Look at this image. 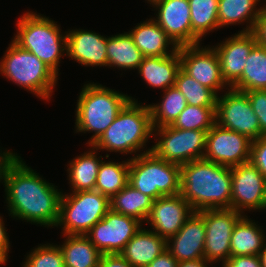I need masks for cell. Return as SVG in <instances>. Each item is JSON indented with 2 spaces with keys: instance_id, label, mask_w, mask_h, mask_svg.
Masks as SVG:
<instances>
[{
  "instance_id": "obj_1",
  "label": "cell",
  "mask_w": 266,
  "mask_h": 267,
  "mask_svg": "<svg viewBox=\"0 0 266 267\" xmlns=\"http://www.w3.org/2000/svg\"><path fill=\"white\" fill-rule=\"evenodd\" d=\"M34 171L20 156L7 167L2 183L8 210L14 219L55 227L62 192Z\"/></svg>"
},
{
  "instance_id": "obj_2",
  "label": "cell",
  "mask_w": 266,
  "mask_h": 267,
  "mask_svg": "<svg viewBox=\"0 0 266 267\" xmlns=\"http://www.w3.org/2000/svg\"><path fill=\"white\" fill-rule=\"evenodd\" d=\"M180 194L194 211L231 208V168L204 158L180 165Z\"/></svg>"
},
{
  "instance_id": "obj_3",
  "label": "cell",
  "mask_w": 266,
  "mask_h": 267,
  "mask_svg": "<svg viewBox=\"0 0 266 267\" xmlns=\"http://www.w3.org/2000/svg\"><path fill=\"white\" fill-rule=\"evenodd\" d=\"M153 129L149 105L131 98L92 145L100 151L134 154L144 150L148 139L154 136Z\"/></svg>"
},
{
  "instance_id": "obj_4",
  "label": "cell",
  "mask_w": 266,
  "mask_h": 267,
  "mask_svg": "<svg viewBox=\"0 0 266 267\" xmlns=\"http://www.w3.org/2000/svg\"><path fill=\"white\" fill-rule=\"evenodd\" d=\"M131 98L101 84H84L75 110L76 132H93L86 144H94Z\"/></svg>"
},
{
  "instance_id": "obj_5",
  "label": "cell",
  "mask_w": 266,
  "mask_h": 267,
  "mask_svg": "<svg viewBox=\"0 0 266 267\" xmlns=\"http://www.w3.org/2000/svg\"><path fill=\"white\" fill-rule=\"evenodd\" d=\"M16 24L17 32L12 40L33 53L59 76L61 56L67 53L66 32L63 35L54 20L31 11L24 13Z\"/></svg>"
},
{
  "instance_id": "obj_6",
  "label": "cell",
  "mask_w": 266,
  "mask_h": 267,
  "mask_svg": "<svg viewBox=\"0 0 266 267\" xmlns=\"http://www.w3.org/2000/svg\"><path fill=\"white\" fill-rule=\"evenodd\" d=\"M0 61V73L38 98L48 100L57 85L58 76L33 53L13 40Z\"/></svg>"
},
{
  "instance_id": "obj_7",
  "label": "cell",
  "mask_w": 266,
  "mask_h": 267,
  "mask_svg": "<svg viewBox=\"0 0 266 267\" xmlns=\"http://www.w3.org/2000/svg\"><path fill=\"white\" fill-rule=\"evenodd\" d=\"M180 165L157 157L151 148L129 159V181L153 200L180 194Z\"/></svg>"
},
{
  "instance_id": "obj_8",
  "label": "cell",
  "mask_w": 266,
  "mask_h": 267,
  "mask_svg": "<svg viewBox=\"0 0 266 267\" xmlns=\"http://www.w3.org/2000/svg\"><path fill=\"white\" fill-rule=\"evenodd\" d=\"M110 210V199L95 190L61 195L59 220L63 235H85Z\"/></svg>"
},
{
  "instance_id": "obj_9",
  "label": "cell",
  "mask_w": 266,
  "mask_h": 267,
  "mask_svg": "<svg viewBox=\"0 0 266 267\" xmlns=\"http://www.w3.org/2000/svg\"><path fill=\"white\" fill-rule=\"evenodd\" d=\"M208 130H182L172 125L153 129L155 137L151 151L159 158L178 165L202 159Z\"/></svg>"
},
{
  "instance_id": "obj_10",
  "label": "cell",
  "mask_w": 266,
  "mask_h": 267,
  "mask_svg": "<svg viewBox=\"0 0 266 267\" xmlns=\"http://www.w3.org/2000/svg\"><path fill=\"white\" fill-rule=\"evenodd\" d=\"M215 117L219 126L238 132L251 141L263 135L245 92L230 88L224 95H218Z\"/></svg>"
},
{
  "instance_id": "obj_11",
  "label": "cell",
  "mask_w": 266,
  "mask_h": 267,
  "mask_svg": "<svg viewBox=\"0 0 266 267\" xmlns=\"http://www.w3.org/2000/svg\"><path fill=\"white\" fill-rule=\"evenodd\" d=\"M142 223L111 209L85 236L102 254H120L125 245L141 229Z\"/></svg>"
},
{
  "instance_id": "obj_12",
  "label": "cell",
  "mask_w": 266,
  "mask_h": 267,
  "mask_svg": "<svg viewBox=\"0 0 266 267\" xmlns=\"http://www.w3.org/2000/svg\"><path fill=\"white\" fill-rule=\"evenodd\" d=\"M242 216L232 208L205 209L204 259L209 263L222 261V265L231 257V235L235 223Z\"/></svg>"
},
{
  "instance_id": "obj_13",
  "label": "cell",
  "mask_w": 266,
  "mask_h": 267,
  "mask_svg": "<svg viewBox=\"0 0 266 267\" xmlns=\"http://www.w3.org/2000/svg\"><path fill=\"white\" fill-rule=\"evenodd\" d=\"M231 177L232 209L242 215L245 210H266V179L251 162L231 167Z\"/></svg>"
},
{
  "instance_id": "obj_14",
  "label": "cell",
  "mask_w": 266,
  "mask_h": 267,
  "mask_svg": "<svg viewBox=\"0 0 266 267\" xmlns=\"http://www.w3.org/2000/svg\"><path fill=\"white\" fill-rule=\"evenodd\" d=\"M251 142L246 136L215 123L207 132L203 158L230 168L248 163Z\"/></svg>"
},
{
  "instance_id": "obj_15",
  "label": "cell",
  "mask_w": 266,
  "mask_h": 267,
  "mask_svg": "<svg viewBox=\"0 0 266 267\" xmlns=\"http://www.w3.org/2000/svg\"><path fill=\"white\" fill-rule=\"evenodd\" d=\"M181 68L197 82L217 92L229 89L221 75L220 61L215 49L211 46H180L178 48ZM227 86V88H225Z\"/></svg>"
},
{
  "instance_id": "obj_16",
  "label": "cell",
  "mask_w": 266,
  "mask_h": 267,
  "mask_svg": "<svg viewBox=\"0 0 266 267\" xmlns=\"http://www.w3.org/2000/svg\"><path fill=\"white\" fill-rule=\"evenodd\" d=\"M194 210L181 194L163 196L153 201L146 223L151 230L166 240L175 235Z\"/></svg>"
},
{
  "instance_id": "obj_17",
  "label": "cell",
  "mask_w": 266,
  "mask_h": 267,
  "mask_svg": "<svg viewBox=\"0 0 266 267\" xmlns=\"http://www.w3.org/2000/svg\"><path fill=\"white\" fill-rule=\"evenodd\" d=\"M157 17L153 20L178 46L192 45L191 14L188 0H160L154 3Z\"/></svg>"
},
{
  "instance_id": "obj_18",
  "label": "cell",
  "mask_w": 266,
  "mask_h": 267,
  "mask_svg": "<svg viewBox=\"0 0 266 267\" xmlns=\"http://www.w3.org/2000/svg\"><path fill=\"white\" fill-rule=\"evenodd\" d=\"M205 237L203 210L194 211L183 227L166 240L167 250L178 262L204 259Z\"/></svg>"
},
{
  "instance_id": "obj_19",
  "label": "cell",
  "mask_w": 266,
  "mask_h": 267,
  "mask_svg": "<svg viewBox=\"0 0 266 267\" xmlns=\"http://www.w3.org/2000/svg\"><path fill=\"white\" fill-rule=\"evenodd\" d=\"M257 44L251 32L235 33L215 47L223 80L229 88L242 76L246 59Z\"/></svg>"
},
{
  "instance_id": "obj_20",
  "label": "cell",
  "mask_w": 266,
  "mask_h": 267,
  "mask_svg": "<svg viewBox=\"0 0 266 267\" xmlns=\"http://www.w3.org/2000/svg\"><path fill=\"white\" fill-rule=\"evenodd\" d=\"M66 56L74 59L82 66H108L107 37L84 29L66 31Z\"/></svg>"
},
{
  "instance_id": "obj_21",
  "label": "cell",
  "mask_w": 266,
  "mask_h": 267,
  "mask_svg": "<svg viewBox=\"0 0 266 267\" xmlns=\"http://www.w3.org/2000/svg\"><path fill=\"white\" fill-rule=\"evenodd\" d=\"M128 33L144 57L169 56L179 48L153 18L138 23Z\"/></svg>"
},
{
  "instance_id": "obj_22",
  "label": "cell",
  "mask_w": 266,
  "mask_h": 267,
  "mask_svg": "<svg viewBox=\"0 0 266 267\" xmlns=\"http://www.w3.org/2000/svg\"><path fill=\"white\" fill-rule=\"evenodd\" d=\"M166 239L143 227L119 254L133 267H147L167 249Z\"/></svg>"
},
{
  "instance_id": "obj_23",
  "label": "cell",
  "mask_w": 266,
  "mask_h": 267,
  "mask_svg": "<svg viewBox=\"0 0 266 267\" xmlns=\"http://www.w3.org/2000/svg\"><path fill=\"white\" fill-rule=\"evenodd\" d=\"M181 68L179 51L169 56L143 57L138 72L147 85L153 88H167L175 86L176 75Z\"/></svg>"
},
{
  "instance_id": "obj_24",
  "label": "cell",
  "mask_w": 266,
  "mask_h": 267,
  "mask_svg": "<svg viewBox=\"0 0 266 267\" xmlns=\"http://www.w3.org/2000/svg\"><path fill=\"white\" fill-rule=\"evenodd\" d=\"M254 220L242 215L235 226L231 235V256L259 255L262 251L266 236L261 226Z\"/></svg>"
},
{
  "instance_id": "obj_25",
  "label": "cell",
  "mask_w": 266,
  "mask_h": 267,
  "mask_svg": "<svg viewBox=\"0 0 266 267\" xmlns=\"http://www.w3.org/2000/svg\"><path fill=\"white\" fill-rule=\"evenodd\" d=\"M90 151L76 156L68 164L67 173L72 192L94 190L102 156H97V149L90 145Z\"/></svg>"
},
{
  "instance_id": "obj_26",
  "label": "cell",
  "mask_w": 266,
  "mask_h": 267,
  "mask_svg": "<svg viewBox=\"0 0 266 267\" xmlns=\"http://www.w3.org/2000/svg\"><path fill=\"white\" fill-rule=\"evenodd\" d=\"M260 0H219L218 2V23L219 29L228 25L247 22L246 28L239 33L251 32L255 20L260 15L263 7L256 8Z\"/></svg>"
},
{
  "instance_id": "obj_27",
  "label": "cell",
  "mask_w": 266,
  "mask_h": 267,
  "mask_svg": "<svg viewBox=\"0 0 266 267\" xmlns=\"http://www.w3.org/2000/svg\"><path fill=\"white\" fill-rule=\"evenodd\" d=\"M106 53L109 68L117 67L125 71L138 69L144 57L128 32L107 36Z\"/></svg>"
},
{
  "instance_id": "obj_28",
  "label": "cell",
  "mask_w": 266,
  "mask_h": 267,
  "mask_svg": "<svg viewBox=\"0 0 266 267\" xmlns=\"http://www.w3.org/2000/svg\"><path fill=\"white\" fill-rule=\"evenodd\" d=\"M63 245H59L65 267H99L102 253L85 235H64Z\"/></svg>"
},
{
  "instance_id": "obj_29",
  "label": "cell",
  "mask_w": 266,
  "mask_h": 267,
  "mask_svg": "<svg viewBox=\"0 0 266 267\" xmlns=\"http://www.w3.org/2000/svg\"><path fill=\"white\" fill-rule=\"evenodd\" d=\"M248 92L266 90V47L256 44L248 55L242 76L230 87Z\"/></svg>"
},
{
  "instance_id": "obj_30",
  "label": "cell",
  "mask_w": 266,
  "mask_h": 267,
  "mask_svg": "<svg viewBox=\"0 0 266 267\" xmlns=\"http://www.w3.org/2000/svg\"><path fill=\"white\" fill-rule=\"evenodd\" d=\"M153 201L152 198L144 195L128 183L110 199V209L144 223L151 210Z\"/></svg>"
},
{
  "instance_id": "obj_31",
  "label": "cell",
  "mask_w": 266,
  "mask_h": 267,
  "mask_svg": "<svg viewBox=\"0 0 266 267\" xmlns=\"http://www.w3.org/2000/svg\"><path fill=\"white\" fill-rule=\"evenodd\" d=\"M191 14L192 45L200 44L209 31L219 29V0H188Z\"/></svg>"
},
{
  "instance_id": "obj_32",
  "label": "cell",
  "mask_w": 266,
  "mask_h": 267,
  "mask_svg": "<svg viewBox=\"0 0 266 267\" xmlns=\"http://www.w3.org/2000/svg\"><path fill=\"white\" fill-rule=\"evenodd\" d=\"M128 181L129 159L122 163L102 160L94 190L111 199L128 184Z\"/></svg>"
},
{
  "instance_id": "obj_33",
  "label": "cell",
  "mask_w": 266,
  "mask_h": 267,
  "mask_svg": "<svg viewBox=\"0 0 266 267\" xmlns=\"http://www.w3.org/2000/svg\"><path fill=\"white\" fill-rule=\"evenodd\" d=\"M163 93L160 103L149 105L154 128L172 125L188 105L185 96L176 86L167 88Z\"/></svg>"
},
{
  "instance_id": "obj_34",
  "label": "cell",
  "mask_w": 266,
  "mask_h": 267,
  "mask_svg": "<svg viewBox=\"0 0 266 267\" xmlns=\"http://www.w3.org/2000/svg\"><path fill=\"white\" fill-rule=\"evenodd\" d=\"M175 86L185 96L187 104L201 107H216L218 95L187 74L182 68L176 75Z\"/></svg>"
},
{
  "instance_id": "obj_35",
  "label": "cell",
  "mask_w": 266,
  "mask_h": 267,
  "mask_svg": "<svg viewBox=\"0 0 266 267\" xmlns=\"http://www.w3.org/2000/svg\"><path fill=\"white\" fill-rule=\"evenodd\" d=\"M216 107L187 105L172 126L182 130H209L216 123Z\"/></svg>"
},
{
  "instance_id": "obj_36",
  "label": "cell",
  "mask_w": 266,
  "mask_h": 267,
  "mask_svg": "<svg viewBox=\"0 0 266 267\" xmlns=\"http://www.w3.org/2000/svg\"><path fill=\"white\" fill-rule=\"evenodd\" d=\"M25 260L22 267H65L60 247L50 243L34 248Z\"/></svg>"
},
{
  "instance_id": "obj_37",
  "label": "cell",
  "mask_w": 266,
  "mask_h": 267,
  "mask_svg": "<svg viewBox=\"0 0 266 267\" xmlns=\"http://www.w3.org/2000/svg\"><path fill=\"white\" fill-rule=\"evenodd\" d=\"M245 93L259 119L261 133L266 135V90H251Z\"/></svg>"
},
{
  "instance_id": "obj_38",
  "label": "cell",
  "mask_w": 266,
  "mask_h": 267,
  "mask_svg": "<svg viewBox=\"0 0 266 267\" xmlns=\"http://www.w3.org/2000/svg\"><path fill=\"white\" fill-rule=\"evenodd\" d=\"M250 162L266 179V135L251 142Z\"/></svg>"
},
{
  "instance_id": "obj_39",
  "label": "cell",
  "mask_w": 266,
  "mask_h": 267,
  "mask_svg": "<svg viewBox=\"0 0 266 267\" xmlns=\"http://www.w3.org/2000/svg\"><path fill=\"white\" fill-rule=\"evenodd\" d=\"M222 267H262L259 255L231 256Z\"/></svg>"
},
{
  "instance_id": "obj_40",
  "label": "cell",
  "mask_w": 266,
  "mask_h": 267,
  "mask_svg": "<svg viewBox=\"0 0 266 267\" xmlns=\"http://www.w3.org/2000/svg\"><path fill=\"white\" fill-rule=\"evenodd\" d=\"M251 33L254 35L257 44L266 47V8L264 6L255 20Z\"/></svg>"
},
{
  "instance_id": "obj_41",
  "label": "cell",
  "mask_w": 266,
  "mask_h": 267,
  "mask_svg": "<svg viewBox=\"0 0 266 267\" xmlns=\"http://www.w3.org/2000/svg\"><path fill=\"white\" fill-rule=\"evenodd\" d=\"M99 267H133L119 254H102Z\"/></svg>"
},
{
  "instance_id": "obj_42",
  "label": "cell",
  "mask_w": 266,
  "mask_h": 267,
  "mask_svg": "<svg viewBox=\"0 0 266 267\" xmlns=\"http://www.w3.org/2000/svg\"><path fill=\"white\" fill-rule=\"evenodd\" d=\"M5 223L3 222V217L0 216V259L6 263L8 259V253L10 248L9 235H7V230L5 229Z\"/></svg>"
},
{
  "instance_id": "obj_43",
  "label": "cell",
  "mask_w": 266,
  "mask_h": 267,
  "mask_svg": "<svg viewBox=\"0 0 266 267\" xmlns=\"http://www.w3.org/2000/svg\"><path fill=\"white\" fill-rule=\"evenodd\" d=\"M178 261L166 249L156 257L147 267H177Z\"/></svg>"
},
{
  "instance_id": "obj_44",
  "label": "cell",
  "mask_w": 266,
  "mask_h": 267,
  "mask_svg": "<svg viewBox=\"0 0 266 267\" xmlns=\"http://www.w3.org/2000/svg\"><path fill=\"white\" fill-rule=\"evenodd\" d=\"M18 154L13 153L12 151H5L0 153V182L4 180V175L7 167L15 160Z\"/></svg>"
},
{
  "instance_id": "obj_45",
  "label": "cell",
  "mask_w": 266,
  "mask_h": 267,
  "mask_svg": "<svg viewBox=\"0 0 266 267\" xmlns=\"http://www.w3.org/2000/svg\"><path fill=\"white\" fill-rule=\"evenodd\" d=\"M209 264L205 259H197L178 262L177 267H208Z\"/></svg>"
},
{
  "instance_id": "obj_46",
  "label": "cell",
  "mask_w": 266,
  "mask_h": 267,
  "mask_svg": "<svg viewBox=\"0 0 266 267\" xmlns=\"http://www.w3.org/2000/svg\"><path fill=\"white\" fill-rule=\"evenodd\" d=\"M259 257L262 267H266V243L264 244L262 251L259 253Z\"/></svg>"
},
{
  "instance_id": "obj_47",
  "label": "cell",
  "mask_w": 266,
  "mask_h": 267,
  "mask_svg": "<svg viewBox=\"0 0 266 267\" xmlns=\"http://www.w3.org/2000/svg\"><path fill=\"white\" fill-rule=\"evenodd\" d=\"M160 0H147V3L153 5L154 3L158 2Z\"/></svg>"
},
{
  "instance_id": "obj_48",
  "label": "cell",
  "mask_w": 266,
  "mask_h": 267,
  "mask_svg": "<svg viewBox=\"0 0 266 267\" xmlns=\"http://www.w3.org/2000/svg\"><path fill=\"white\" fill-rule=\"evenodd\" d=\"M2 264L5 265V263L0 259V265L2 266Z\"/></svg>"
}]
</instances>
